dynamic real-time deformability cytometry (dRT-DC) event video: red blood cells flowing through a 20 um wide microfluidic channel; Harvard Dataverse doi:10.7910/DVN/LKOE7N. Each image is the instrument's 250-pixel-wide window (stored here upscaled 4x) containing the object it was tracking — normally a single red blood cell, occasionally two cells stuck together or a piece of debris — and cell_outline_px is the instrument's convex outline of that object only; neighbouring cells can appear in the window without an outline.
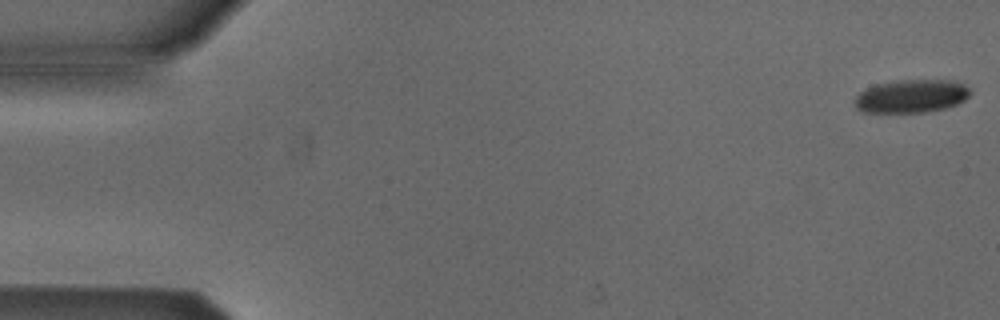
{"species": "Egyptian fruit bat (a non-hibernating species)", "species_latin": "Rousettus aegyptiacus", "temperature_condition": "cold", "stored_images_in_passage": 5, "camera_frame_rate_fps": 3000, "um_per_image_px": 0.085, "animal": {"sex": "male"}, "frame": {"image": 1, "passage_image": 1, "time_ms": 0.0, "image_size_px": [1000, 320], "cell_outline_px": [[968, 96], [964, 100], [956, 104], [944, 108], [924, 112], [864, 112], [856, 108], [856, 96], [860, 92], [868, 88], [880, 84], [896, 80], [948, 80], [960, 84], [968, 88]], "centroid_in_image_um": [77.44, 8.18], "position_along_channel_um": 7.6, "area_um2": 21.73}}